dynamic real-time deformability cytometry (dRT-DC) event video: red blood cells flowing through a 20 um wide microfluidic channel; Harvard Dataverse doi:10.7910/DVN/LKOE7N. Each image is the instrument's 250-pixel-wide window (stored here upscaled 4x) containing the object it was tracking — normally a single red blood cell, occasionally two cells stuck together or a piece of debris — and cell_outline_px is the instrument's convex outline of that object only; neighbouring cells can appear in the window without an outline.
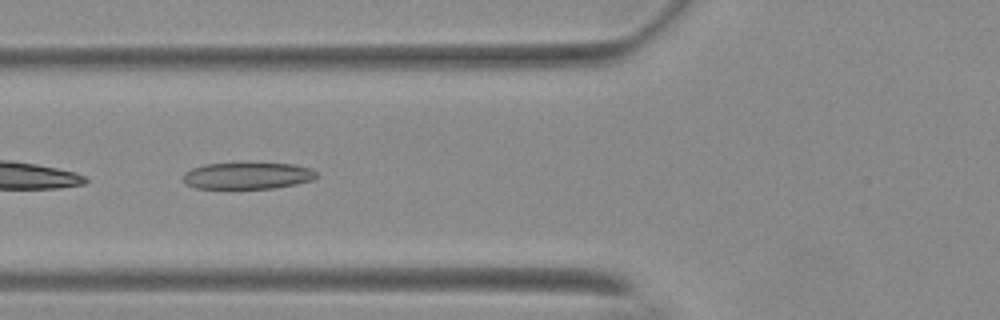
{"species": "Egyptian fruit bat (a non-hibernating species)", "species_latin": "Rousettus aegyptiacus", "temperature_condition": "warm", "stored_images_in_passage": 38, "camera_frame_rate_fps": 3000, "um_per_image_px": 0.085, "animal": {"sex": "female"}, "frame": {"image": 1, "passage_image": 4, "time_ms": 1.0, "image_size_px": [1000, 320], "cell_outline_px": [[316, 176], [312, 180], [296, 184], [276, 188], [196, 188], [184, 184], [184, 172], [192, 168], [204, 164], [248, 160], [292, 164], [308, 168], [316, 172]], "centroid_in_image_um": [21.0, 14.88], "position_along_channel_um": 104.8, "area_um2": 21.62}}
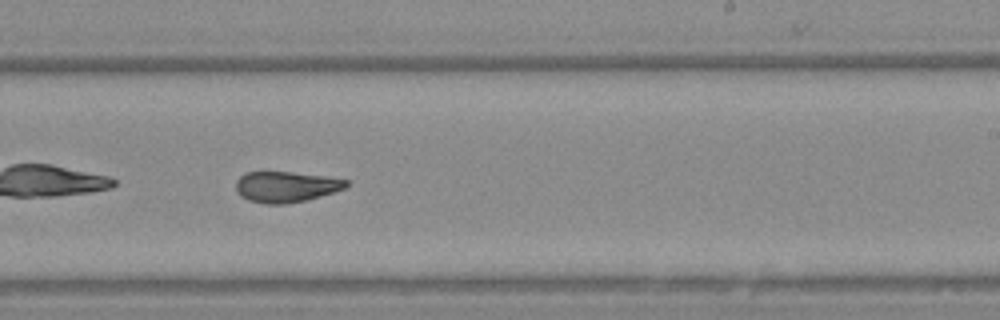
{"frame": {"image": 2, "passage_image": 17, "time_ms": 5.333, "image_size_px": [1000, 320], "cell_outline_px": [[348, 184], [344, 188], [308, 200], [284, 204], [264, 204], [248, 200], [240, 196], [236, 192], [236, 180], [244, 172], [292, 172], [324, 176], [348, 180]], "centroid_in_image_um": [24.25, 15.88], "position_along_channel_um": 264.7, "area_um2": 19.83}}
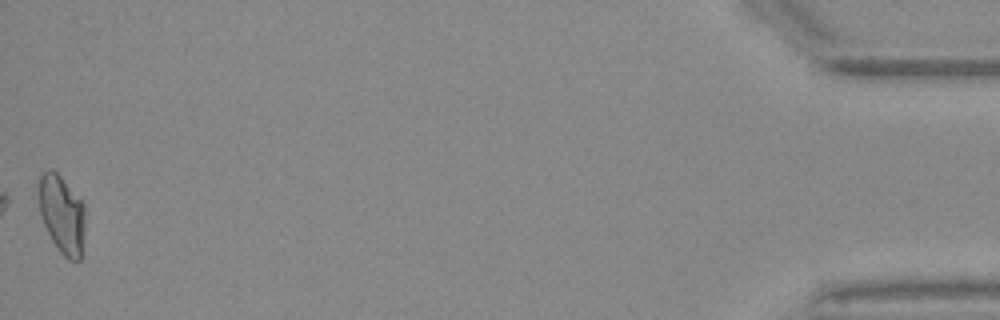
{"frame": {"image": 3, "passage_image": 38, "time_ms": 12.333, "image_size_px": [1000, 320], "cell_outline_px": [[84, 228], [80, 260], [68, 260], [56, 248], [44, 224], [40, 212], [40, 176], [44, 172], [56, 172], [60, 176], [84, 204]], "centroid_in_image_um": [5.28, 18.28], "position_along_channel_um": 429.9, "area_um2": 20.46}, "authors_computed_cell_mechanics": {"area_um2": 20.7213, "velocity_mm_per_s": 3.6931, "shape_relaxation_time_tau1_ms": null, "shape_relaxation_time_tau2_ms": 1.8449, "deformation_change_tau1": null, "deformation_change_tau2": 0.0907}}